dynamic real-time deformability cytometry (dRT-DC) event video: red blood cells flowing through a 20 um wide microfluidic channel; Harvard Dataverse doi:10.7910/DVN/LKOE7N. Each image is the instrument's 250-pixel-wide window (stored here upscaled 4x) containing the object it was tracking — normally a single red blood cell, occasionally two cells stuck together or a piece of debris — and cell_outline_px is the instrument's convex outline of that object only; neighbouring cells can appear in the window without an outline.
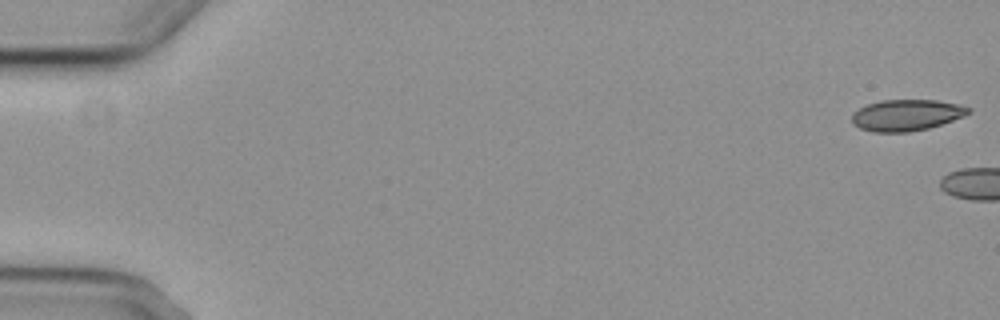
{"species": "common noctule bat (a hibernating species)", "species_latin": "Nyctalus noctula", "temperature_condition": "cold", "stored_images_in_passage": 6, "camera_frame_rate_fps": 3000, "um_per_image_px": 0.085, "animal": {"sex": "female", "body_mass_g": 29.2, "forearm_length_mm": 56.3}, "frame": {"image": 1, "passage_image": 1, "time_ms": 0.0, "image_size_px": [1000, 320], "cell_outline_px": [[972, 112], [964, 116], [928, 128], [908, 132], [872, 132], [860, 128], [852, 124], [852, 112], [868, 104], [880, 100], [936, 100], [956, 104], [972, 108]], "centroid_in_image_um": [77.03, 9.78], "position_along_channel_um": 8.0, "area_um2": 21.21}}